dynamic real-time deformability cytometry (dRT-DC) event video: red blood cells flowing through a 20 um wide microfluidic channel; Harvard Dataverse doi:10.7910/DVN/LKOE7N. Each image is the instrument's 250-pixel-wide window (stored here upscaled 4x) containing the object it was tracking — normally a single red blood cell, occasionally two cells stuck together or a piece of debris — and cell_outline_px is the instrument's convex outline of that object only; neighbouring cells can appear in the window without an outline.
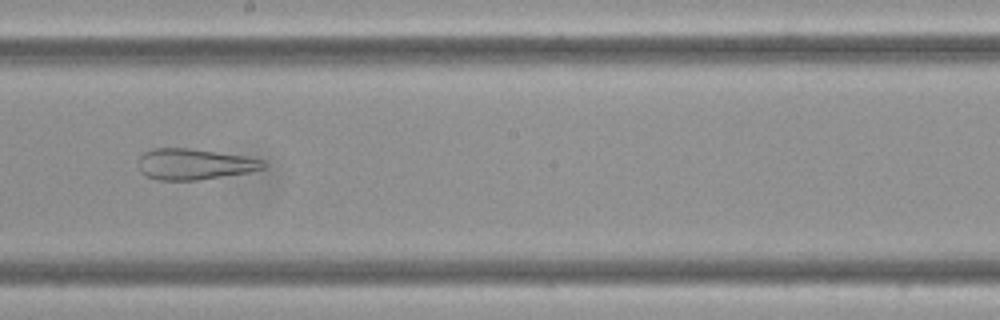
{"species": "Egyptian fruit bat (a non-hibernating species)", "species_latin": "Rousettus aegyptiacus", "temperature_condition": "cold", "stored_images_in_passage": 10, "camera_frame_rate_fps": 3000, "um_per_image_px": 0.085, "frame": {"image": 1, "passage_image": 5, "time_ms": 1.333, "image_size_px": [1000, 320], "cell_outline_px": [[264, 168], [248, 172], [196, 180], [156, 180], [140, 172], [140, 156], [144, 152], [152, 148], [188, 148], [244, 156], [264, 160]], "centroid_in_image_um": [16.49, 13.95], "position_along_channel_um": 231.7, "area_um2": 22.2}}
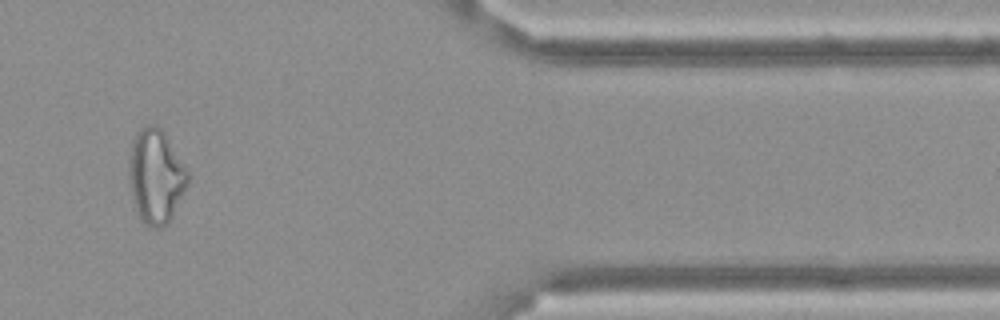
{"frame": {"image": 2, "passage_image": 9, "time_ms": 2.667, "image_size_px": [1000, 320], "cell_outline_px": [[188, 184], [172, 216], [160, 228], [152, 228], [140, 216], [136, 208], [132, 196], [128, 164], [132, 140], [140, 128], [148, 124], [156, 124], [164, 132], [188, 172]], "centroid_in_image_um": [13.24, 14.94], "position_along_channel_um": 398.2, "area_um2": 31.62}}